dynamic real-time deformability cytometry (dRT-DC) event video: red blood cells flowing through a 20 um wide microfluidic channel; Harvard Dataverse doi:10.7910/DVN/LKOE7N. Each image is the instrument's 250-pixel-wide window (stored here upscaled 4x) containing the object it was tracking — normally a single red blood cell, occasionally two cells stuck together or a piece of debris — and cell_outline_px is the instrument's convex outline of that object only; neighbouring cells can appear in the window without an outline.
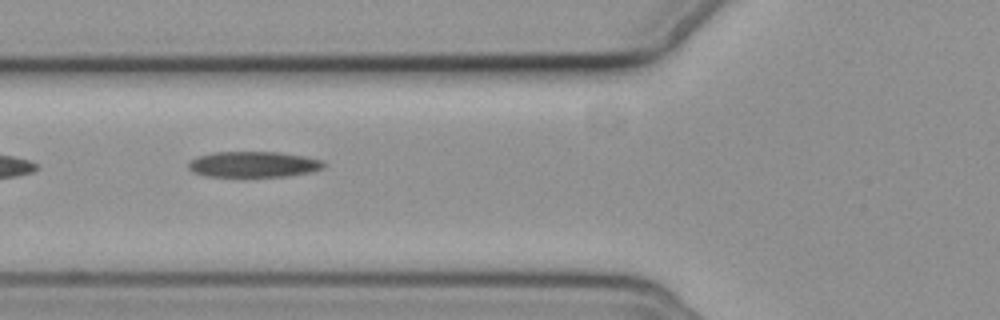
{"species": "common noctule bat (a hibernating species)", "species_latin": "Nyctalus noctula", "temperature_condition": "cold", "stored_images_in_passage": 9, "camera_frame_rate_fps": 3000, "um_per_image_px": 0.085, "animal": {"sex": "female", "body_mass_g": 19.3, "forearm_length_mm": 54.1}, "frame": {"image": 1, "passage_image": 4, "time_ms": 3.667, "image_size_px": [1000, 320], "cell_outline_px": [[324, 168], [312, 172], [288, 176], [204, 176], [192, 172], [188, 168], [188, 164], [196, 156], [212, 152], [280, 152], [304, 156], [320, 160], [324, 164]], "centroid_in_image_um": [21.52, 13.97], "position_along_channel_um": 104.3, "area_um2": 20.35}}
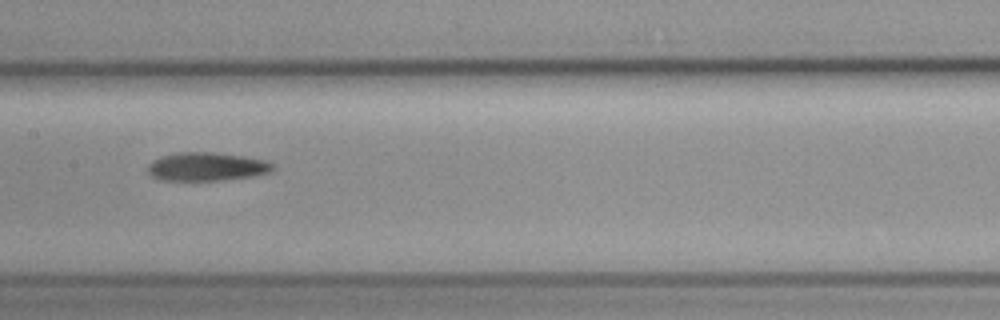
{"frame": {"image": 2, "passage_image": 6, "time_ms": 6.0, "image_size_px": [1000, 320], "cell_outline_px": [[272, 168], [268, 172], [252, 176], [220, 180], [160, 180], [152, 176], [148, 172], [148, 164], [152, 160], [160, 156], [176, 152], [212, 152], [240, 156], [264, 160], [272, 164]], "centroid_in_image_um": [17.47, 14.16], "position_along_channel_um": 189.9, "area_um2": 20.46}}